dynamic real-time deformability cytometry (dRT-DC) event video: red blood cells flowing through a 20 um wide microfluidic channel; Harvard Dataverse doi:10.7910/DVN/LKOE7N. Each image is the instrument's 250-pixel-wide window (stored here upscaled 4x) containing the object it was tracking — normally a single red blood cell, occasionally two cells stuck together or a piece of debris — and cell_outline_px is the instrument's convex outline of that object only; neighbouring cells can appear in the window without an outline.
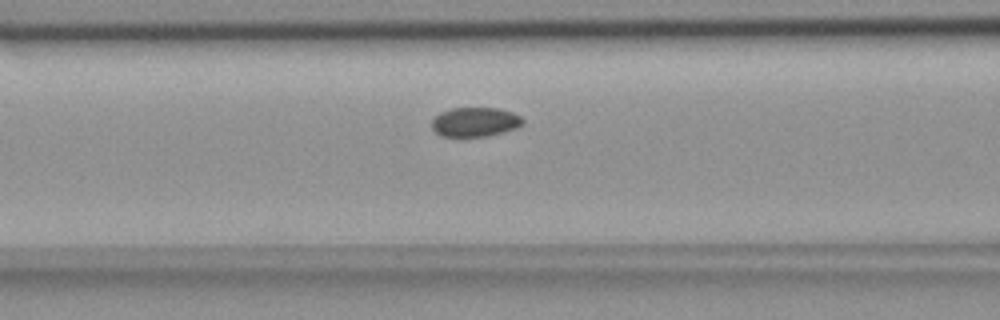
{"species": "common noctule bat (a hibernating species)", "species_latin": "Nyctalus noctula", "temperature_condition": "room temperature", "stored_images_in_passage": 15, "camera_frame_rate_fps": 3000, "um_per_image_px": 0.085, "animal": {"sex": "female", "body_mass_g": 18.4}, "frame": {"image": 1, "passage_image": 13, "time_ms": 4.0, "image_size_px": [1000, 320], "cell_outline_px": [[524, 124], [516, 128], [504, 132], [484, 136], [440, 136], [432, 128], [432, 120], [440, 112], [452, 108], [496, 108], [512, 112], [520, 116], [524, 120]], "centroid_in_image_um": [40.39, 10.36], "position_along_channel_um": 126.2, "area_um2": 15.49}}